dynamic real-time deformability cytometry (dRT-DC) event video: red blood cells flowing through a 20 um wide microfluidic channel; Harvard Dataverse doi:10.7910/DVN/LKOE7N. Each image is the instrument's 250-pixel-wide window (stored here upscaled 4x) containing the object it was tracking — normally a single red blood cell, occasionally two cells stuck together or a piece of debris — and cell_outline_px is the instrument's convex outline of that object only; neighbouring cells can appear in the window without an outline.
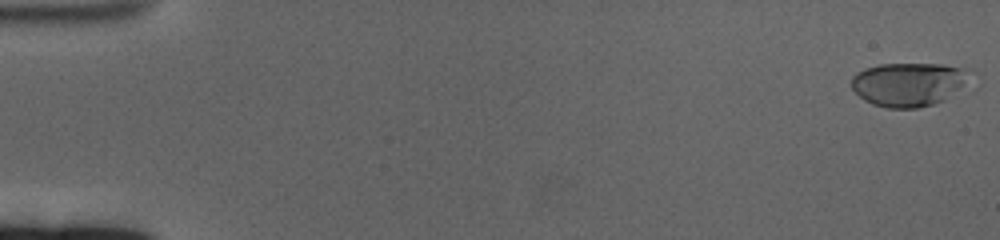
{"species": "human", "species_latin": "Homo sapiens", "temperature_condition": "cold", "stored_images_in_passage": 62, "camera_frame_rate_fps": 3000, "um_per_image_px": 0.085, "donor": {"sex": "female"}, "frame": {"image": 1, "passage_image": 1, "time_ms": 0.0, "image_size_px": [1000, 240], "cell_outline_px": [[976, 72], [944, 100], [932, 104], [916, 108], [884, 108], [872, 104], [864, 100], [852, 88], [852, 76], [856, 72], [864, 68], [880, 64], [944, 64], [972, 68]], "centroid_in_image_um": [77.25, 7.13], "position_along_channel_um": 7.8, "area_um2": 30.4}}
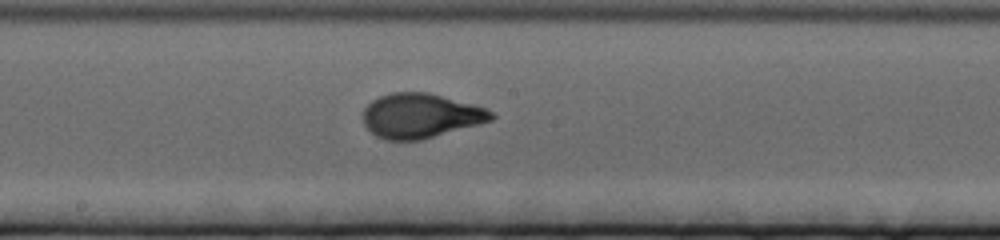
{"frame": {"image": 2, "passage_image": 34, "time_ms": 11.0, "image_size_px": [1000, 240], "cell_outline_px": [[496, 116], [492, 120], [480, 124], [420, 140], [384, 140], [376, 136], [364, 124], [364, 108], [372, 100], [380, 96], [392, 92], [428, 92], [472, 104], [484, 108], [492, 112]], "centroid_in_image_um": [35.74, 9.84], "position_along_channel_um": 212.5, "area_um2": 33.12}}
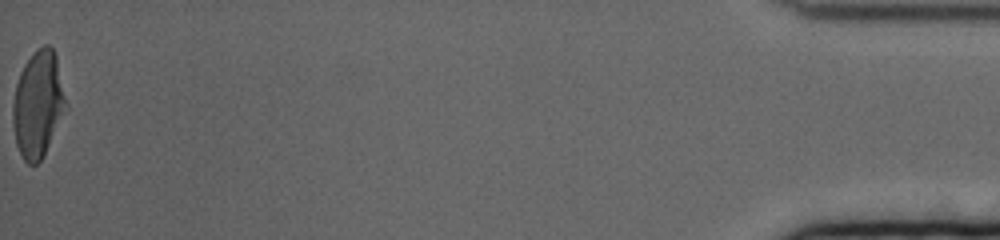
{"frame": {"image": 3, "passage_image": 62, "time_ms": 20.333, "image_size_px": [1000, 240], "cell_outline_px": [[68, 108], [44, 156], [36, 164], [28, 164], [24, 160], [16, 144], [12, 120], [12, 104], [16, 84], [20, 72], [24, 64], [44, 44], [48, 44], [52, 48], [56, 56]], "centroid_in_image_um": [3.24, 8.9], "position_along_channel_um": 432.0, "area_um2": 32.95}, "authors_computed_cell_mechanics": {"area_um2": 31.9923, "velocity_mm_per_s": 3.3342, "shape_relaxation_time_tau1_ms": 4.1502, "shape_relaxation_time_tau2_ms": null, "deformation_change_tau1": 0.2033, "deformation_change_tau2": null}}